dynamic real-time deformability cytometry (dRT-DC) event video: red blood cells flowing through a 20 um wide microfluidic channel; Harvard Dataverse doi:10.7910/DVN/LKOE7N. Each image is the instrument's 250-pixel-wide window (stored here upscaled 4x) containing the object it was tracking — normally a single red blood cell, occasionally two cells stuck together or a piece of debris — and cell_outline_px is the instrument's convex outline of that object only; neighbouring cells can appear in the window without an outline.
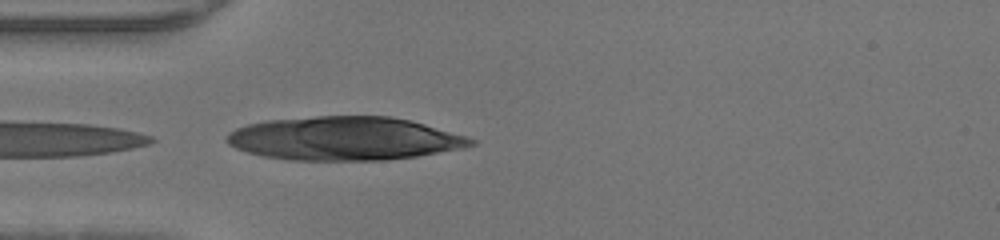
{"species": "human", "species_latin": "Homo sapiens", "temperature_condition": "warm", "stored_images_in_passage": 12, "camera_frame_rate_fps": 3000, "um_per_image_px": 0.085, "donor": {"sex": "male"}, "frame": {"image": 1, "passage_image": 12, "time_ms": 3.667, "image_size_px": [1000, 240], "cell_outline_px": [[476, 144], [464, 148], [416, 156], [388, 160], [288, 160], [264, 156], [248, 152], [236, 148], [228, 144], [224, 140], [224, 136], [236, 128], [248, 124], [268, 120], [316, 116], [392, 116], [424, 124], [468, 136], [476, 140]], "centroid_in_image_um": [29.27, 11.77], "position_along_channel_um": 55.7, "area_um2": 62.02}}